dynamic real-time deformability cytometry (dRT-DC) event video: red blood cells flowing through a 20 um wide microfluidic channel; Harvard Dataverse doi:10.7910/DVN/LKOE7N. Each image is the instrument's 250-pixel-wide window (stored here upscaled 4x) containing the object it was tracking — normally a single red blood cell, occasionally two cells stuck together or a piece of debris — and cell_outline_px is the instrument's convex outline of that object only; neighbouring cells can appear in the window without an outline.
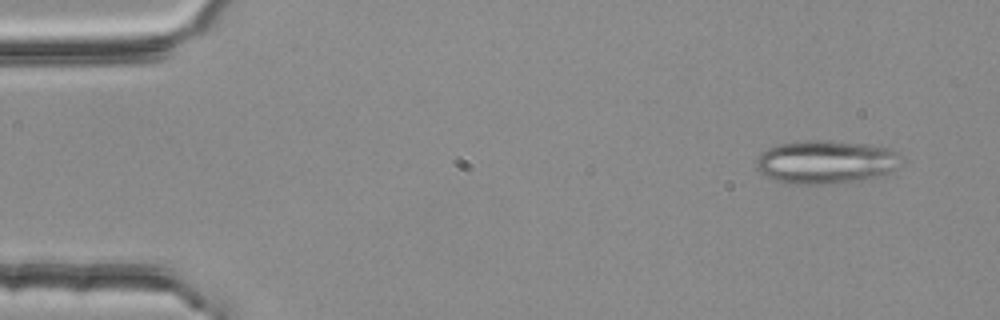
{"species": "common noctule bat (a hibernating species)", "species_latin": "Nyctalus noctula", "temperature_condition": "room temperature", "stored_images_in_passage": 3, "camera_frame_rate_fps": 3000, "um_per_image_px": 0.085, "animal": {"sex": "female", "body_mass_g": 25.1}, "frame": {"image": 1, "passage_image": 1, "time_ms": 0.0, "image_size_px": [1000, 320], "cell_outline_px": [[904, 156], [896, 168], [892, 172], [884, 176], [860, 180], [828, 184], [784, 184], [760, 172], [756, 164], [756, 160], [768, 148], [780, 144], [804, 140], [828, 140], [868, 144], [888, 148]], "centroid_in_image_um": [70.26, 13.77], "position_along_channel_um": 14.7, "area_um2": 36.88}}